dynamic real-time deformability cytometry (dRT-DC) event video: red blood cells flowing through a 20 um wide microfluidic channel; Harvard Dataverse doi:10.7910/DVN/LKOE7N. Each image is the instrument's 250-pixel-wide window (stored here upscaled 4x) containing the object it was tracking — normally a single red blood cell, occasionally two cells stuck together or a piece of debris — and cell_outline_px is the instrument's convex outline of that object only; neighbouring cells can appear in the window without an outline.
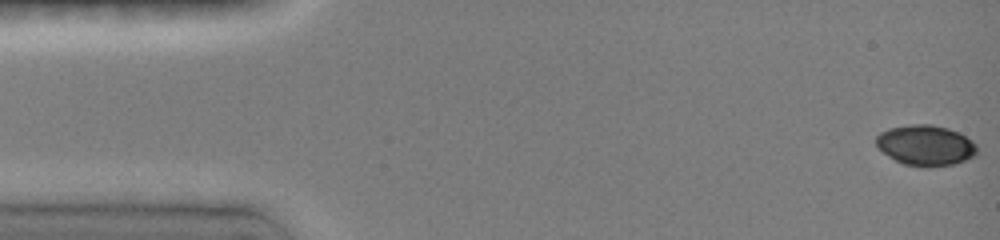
{"species": "common noctule bat (a hibernating species)", "species_latin": "Nyctalus noctula", "temperature_condition": "room temperature", "stored_images_in_passage": 7, "camera_frame_rate_fps": 3000, "um_per_image_px": 0.085, "animal": {"sex": "female", "body_mass_g": 19.0, "forearm_length_mm": 51.5}, "frame": {"image": 1, "passage_image": 1, "time_ms": 0.0, "image_size_px": [1000, 240], "cell_outline_px": [[976, 152], [972, 156], [964, 160], [952, 164], [928, 168], [904, 164], [888, 156], [876, 144], [876, 136], [880, 132], [888, 128], [908, 124], [932, 124], [948, 128], [972, 140], [976, 144]], "centroid_in_image_um": [78.65, 12.34], "position_along_channel_um": 6.4, "area_um2": 23.7}}
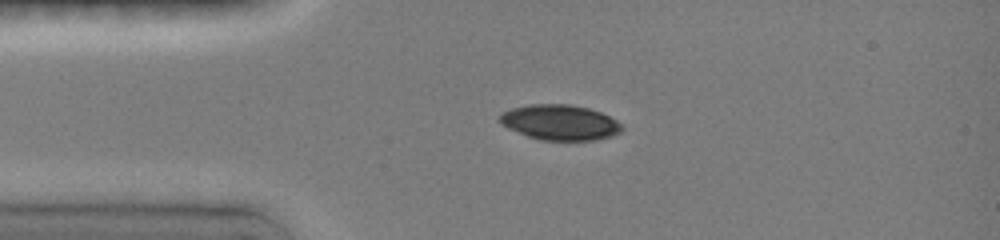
{"frame": {"image": 2, "passage_image": 6, "time_ms": 3.333, "image_size_px": [1000, 240], "cell_outline_px": [[624, 128], [620, 132], [612, 136], [596, 140], [540, 140], [528, 136], [508, 128], [500, 124], [500, 112], [512, 108], [528, 104], [568, 104], [588, 108], [600, 112], [616, 120]], "centroid_in_image_um": [47.58, 10.4], "position_along_channel_um": 37.4, "area_um2": 25.14}}